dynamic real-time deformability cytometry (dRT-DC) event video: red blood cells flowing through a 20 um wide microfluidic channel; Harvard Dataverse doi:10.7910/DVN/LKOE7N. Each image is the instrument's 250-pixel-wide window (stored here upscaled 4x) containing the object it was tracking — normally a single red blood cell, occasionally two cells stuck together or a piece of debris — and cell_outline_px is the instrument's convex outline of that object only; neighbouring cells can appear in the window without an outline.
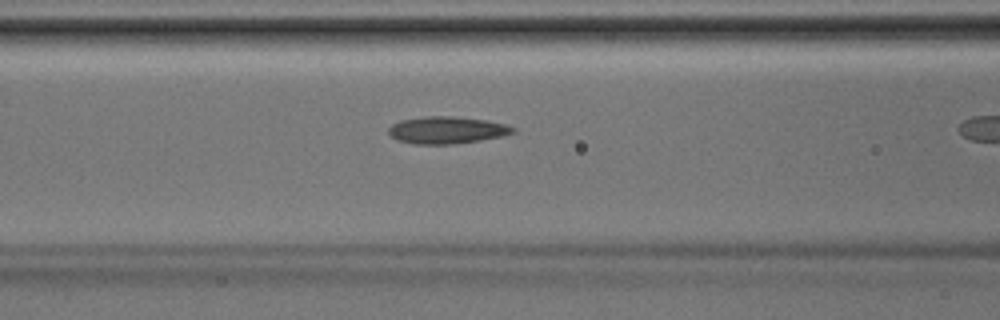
{"species": "Egyptian fruit bat (a non-hibernating species)", "species_latin": "Rousettus aegyptiacus", "temperature_condition": "room temperature", "stored_images_in_passage": 6, "camera_frame_rate_fps": 3000, "um_per_image_px": 0.085, "animal": {"sex": "male"}, "frame": {"image": 1, "passage_image": 5, "time_ms": 1.333, "image_size_px": [1000, 320], "cell_outline_px": [[516, 132], [500, 136], [480, 140], [452, 144], [412, 144], [396, 140], [388, 132], [388, 128], [392, 124], [400, 120], [428, 116], [452, 116], [488, 120], [504, 124], [516, 128]], "centroid_in_image_um": [37.96, 11.05], "position_along_channel_um": 128.6, "area_um2": 19.65}}